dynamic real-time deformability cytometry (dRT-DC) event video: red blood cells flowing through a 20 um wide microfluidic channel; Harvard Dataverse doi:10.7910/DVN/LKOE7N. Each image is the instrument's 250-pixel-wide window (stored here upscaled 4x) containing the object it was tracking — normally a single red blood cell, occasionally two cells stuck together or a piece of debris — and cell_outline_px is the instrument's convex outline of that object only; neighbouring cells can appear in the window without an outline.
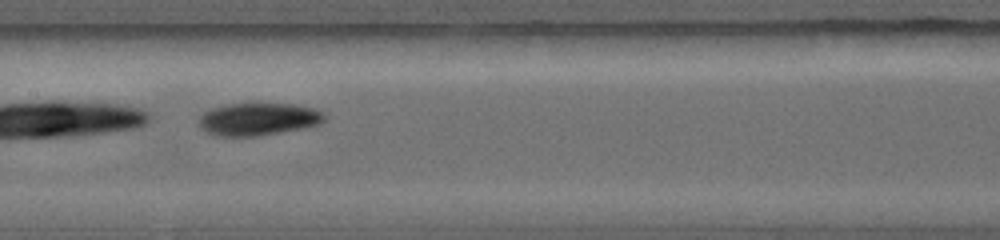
{"species": "common noctule bat (a hibernating species)", "species_latin": "Nyctalus noctula", "temperature_condition": "warm", "stored_images_in_passage": 27, "camera_frame_rate_fps": 5000, "um_per_image_px": 0.085, "animal": {"sex": "female", "body_mass_g": 19.0, "forearm_length_mm": 56.7}, "frame": {"image": 1, "passage_image": 16, "time_ms": 3.0, "image_size_px": [1000, 240], "cell_outline_px": [[328, 116], [320, 124], [304, 128], [260, 136], [212, 136], [204, 132], [200, 128], [200, 116], [208, 108], [228, 104], [256, 100], [296, 104], [312, 108], [324, 112]], "centroid_in_image_um": [21.95, 10.08], "position_along_channel_um": 185.4, "area_um2": 25.14}}
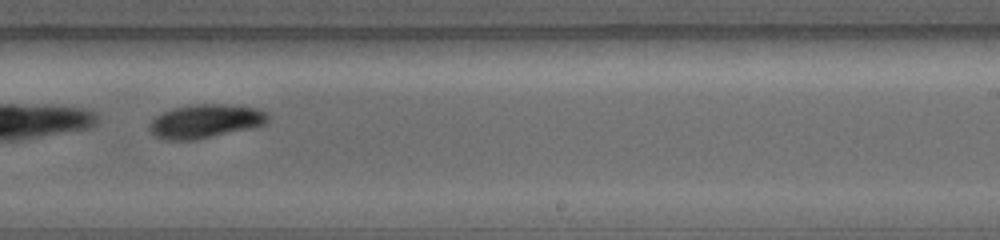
{"frame": {"image": 2, "passage_image": 20, "time_ms": 4.8, "image_size_px": [1000, 240], "cell_outline_px": [[272, 116], [264, 124], [256, 128], [196, 140], [164, 140], [152, 136], [148, 132], [148, 124], [156, 116], [172, 108], [192, 104], [224, 104], [256, 108], [268, 112]], "centroid_in_image_um": [17.46, 10.32], "position_along_channel_um": 271.5, "area_um2": 23.93}}